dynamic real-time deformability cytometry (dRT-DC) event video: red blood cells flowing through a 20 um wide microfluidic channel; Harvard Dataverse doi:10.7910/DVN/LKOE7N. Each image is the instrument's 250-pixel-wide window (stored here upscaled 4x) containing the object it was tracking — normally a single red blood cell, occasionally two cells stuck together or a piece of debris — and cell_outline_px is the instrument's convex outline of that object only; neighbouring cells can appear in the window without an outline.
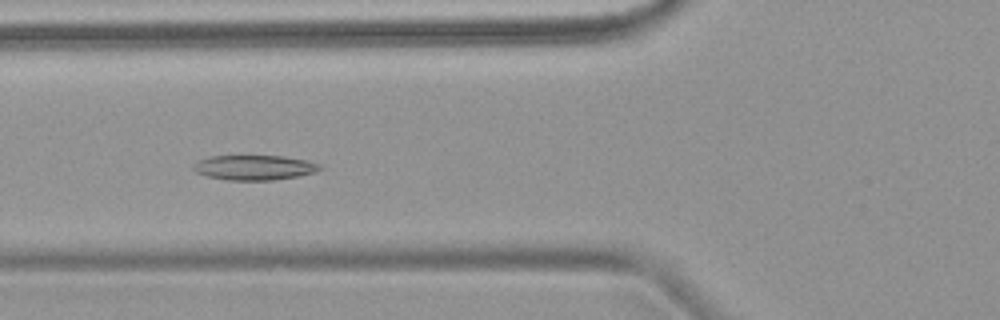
{"species": "common noctule bat (a hibernating species)", "species_latin": "Nyctalus noctula", "temperature_condition": "warm", "stored_images_in_passage": 7, "camera_frame_rate_fps": 3000, "um_per_image_px": 0.085, "animal": {"sex": "female", "body_mass_g": 18.4}, "frame": {"image": 1, "passage_image": 6, "time_ms": 5.667, "image_size_px": [1000, 320], "cell_outline_px": [[324, 168], [316, 172], [300, 176], [272, 180], [228, 180], [208, 176], [196, 172], [192, 168], [196, 160], [208, 156], [284, 156], [308, 160], [320, 164]], "centroid_in_image_um": [21.65, 14.23], "position_along_channel_um": 104.2, "area_um2": 18.55}}
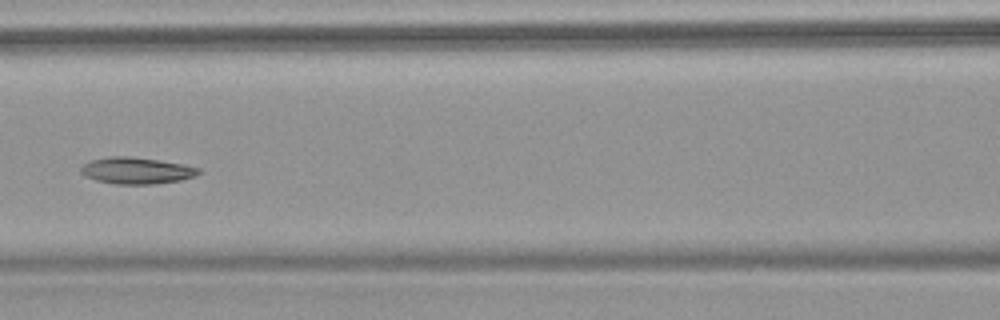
{"frame": {"image": 2, "passage_image": 7, "time_ms": 7.0, "image_size_px": [1000, 320], "cell_outline_px": [[200, 172], [196, 176], [180, 180], [152, 184], [116, 184], [96, 180], [84, 176], [80, 172], [80, 168], [88, 160], [108, 156], [132, 156], [184, 164], [200, 168]], "centroid_in_image_um": [11.57, 14.49], "position_along_channel_um": 155.0, "area_um2": 18.38}}